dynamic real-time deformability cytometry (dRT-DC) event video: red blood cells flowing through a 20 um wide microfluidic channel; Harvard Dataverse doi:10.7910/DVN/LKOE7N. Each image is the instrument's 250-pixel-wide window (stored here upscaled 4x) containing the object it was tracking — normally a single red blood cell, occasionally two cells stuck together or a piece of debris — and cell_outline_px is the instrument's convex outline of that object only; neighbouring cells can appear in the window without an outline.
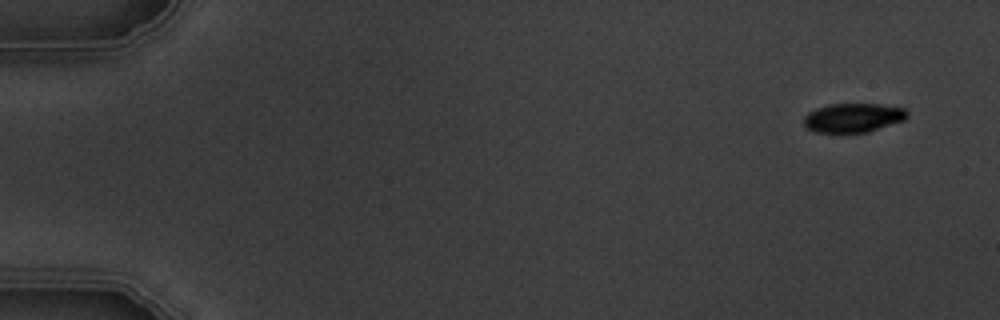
{"species": "common noctule bat (a hibernating species)", "species_latin": "Nyctalus noctula", "temperature_condition": "warm", "stored_images_in_passage": 4, "camera_frame_rate_fps": 3000, "um_per_image_px": 0.085, "animal": {"sex": "male", "body_mass_g": 19.5, "forearm_length_mm": 54.6}, "frame": {"image": 1, "passage_image": 1, "time_ms": 0.0, "image_size_px": [1000, 320], "cell_outline_px": [[908, 116], [904, 120], [868, 132], [844, 136], [816, 132], [808, 128], [804, 124], [804, 116], [808, 112], [816, 108], [828, 104], [880, 104], [904, 108], [908, 112]], "centroid_in_image_um": [72.48, 10.05], "position_along_channel_um": 12.5, "area_um2": 18.21}}